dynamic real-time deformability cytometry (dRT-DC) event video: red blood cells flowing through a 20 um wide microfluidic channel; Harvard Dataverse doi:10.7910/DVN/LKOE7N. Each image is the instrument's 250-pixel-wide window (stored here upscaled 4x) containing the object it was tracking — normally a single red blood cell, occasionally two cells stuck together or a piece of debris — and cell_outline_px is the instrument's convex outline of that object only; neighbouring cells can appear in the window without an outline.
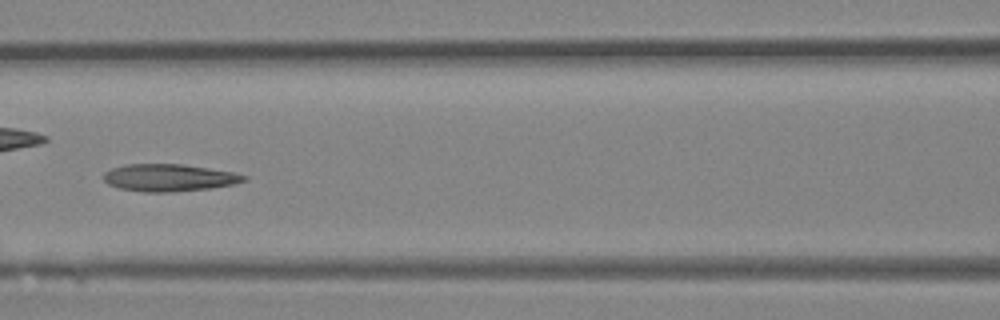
{"species": "Egyptian fruit bat (a non-hibernating species)", "species_latin": "Rousettus aegyptiacus", "temperature_condition": "room temperature", "stored_images_in_passage": 39, "camera_frame_rate_fps": 3000, "um_per_image_px": 0.085, "animal": {"sex": "female"}, "frame": {"image": 1, "passage_image": 17, "time_ms": 5.333, "image_size_px": [1000, 320], "cell_outline_px": [[248, 180], [236, 184], [208, 188], [168, 192], [144, 192], [120, 188], [108, 184], [104, 180], [104, 172], [112, 168], [124, 164], [184, 164], [232, 172], [248, 176]], "centroid_in_image_um": [14.38, 15.1], "position_along_channel_um": 152.2, "area_um2": 22.25}}
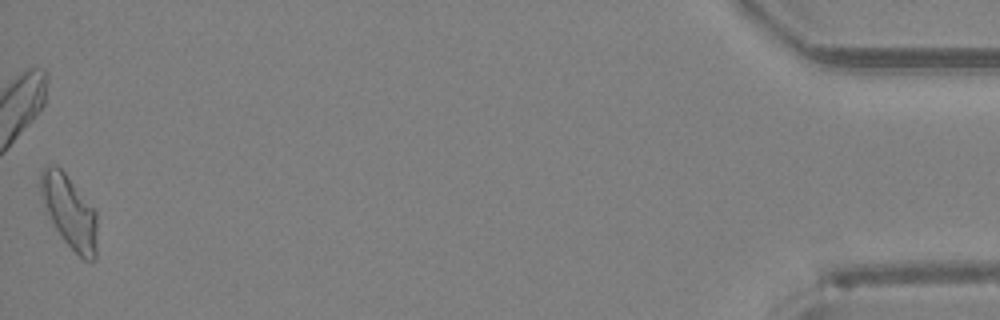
{"frame": {"image": 2, "passage_image": 39, "time_ms": 12.667, "image_size_px": [1000, 320], "cell_outline_px": [[96, 260], [92, 264], [84, 260], [64, 240], [56, 228], [48, 212], [40, 188], [40, 172], [48, 164], [56, 164], [64, 172], [96, 212]], "centroid_in_image_um": [5.92, 18.01], "position_along_channel_um": 429.3, "area_um2": 23.35}}